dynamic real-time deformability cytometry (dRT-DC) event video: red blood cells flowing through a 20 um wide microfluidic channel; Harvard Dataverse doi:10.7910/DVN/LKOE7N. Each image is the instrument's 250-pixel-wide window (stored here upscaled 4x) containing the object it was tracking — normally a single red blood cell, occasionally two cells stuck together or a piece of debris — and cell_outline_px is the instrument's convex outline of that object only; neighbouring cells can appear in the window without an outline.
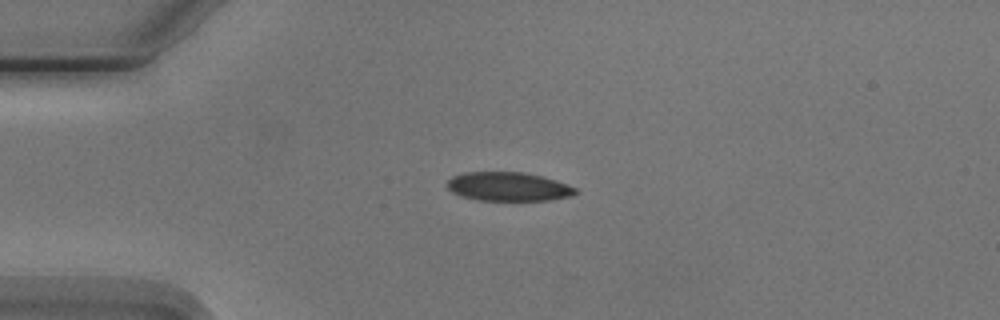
{"species": "Egyptian fruit bat (a non-hibernating species)", "species_latin": "Rousettus aegyptiacus", "temperature_condition": "cold", "stored_images_in_passage": 4, "camera_frame_rate_fps": 3000, "um_per_image_px": 0.085, "animal": {"sex": "male"}, "frame": {"image": 1, "passage_image": 3, "time_ms": 2.333, "image_size_px": [1000, 320], "cell_outline_px": [[576, 192], [572, 196], [548, 200], [476, 200], [460, 196], [452, 192], [448, 188], [448, 180], [452, 176], [464, 172], [520, 172], [540, 176], [556, 180], [576, 188]], "centroid_in_image_um": [43.17, 15.86], "position_along_channel_um": 41.8, "area_um2": 21.44}}